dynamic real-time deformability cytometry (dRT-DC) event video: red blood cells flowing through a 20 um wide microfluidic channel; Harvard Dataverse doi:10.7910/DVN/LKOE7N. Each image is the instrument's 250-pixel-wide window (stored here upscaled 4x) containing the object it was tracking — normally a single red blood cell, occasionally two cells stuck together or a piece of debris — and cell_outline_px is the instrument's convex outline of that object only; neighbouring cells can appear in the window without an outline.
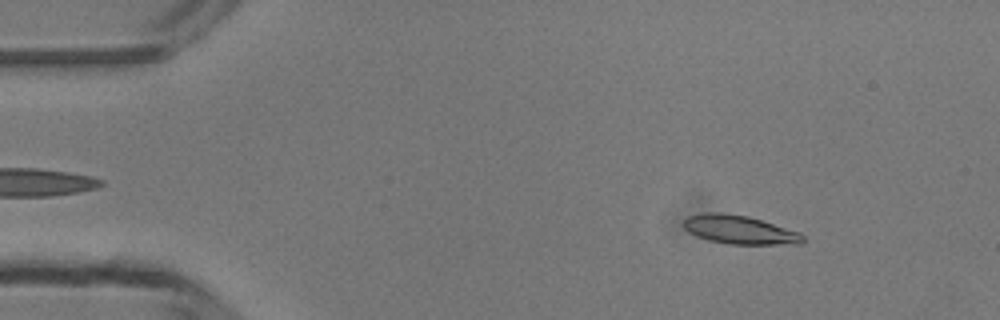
{"species": "common noctule bat (a hibernating species)", "species_latin": "Nyctalus noctula", "temperature_condition": "room temperature", "stored_images_in_passage": 48, "camera_frame_rate_fps": 3000, "um_per_image_px": 0.085, "animal": {"sex": "male", "body_mass_g": 13.3}, "frame": {"image": 1, "passage_image": 6, "time_ms": 1.667, "image_size_px": [1000, 320], "cell_outline_px": [[804, 240], [800, 244], [728, 244], [708, 240], [696, 236], [688, 232], [684, 228], [684, 220], [688, 216], [704, 212], [720, 212], [748, 216], [800, 232], [804, 236]], "centroid_in_image_um": [62.84, 19.53], "position_along_channel_um": 22.2, "area_um2": 19.94}}
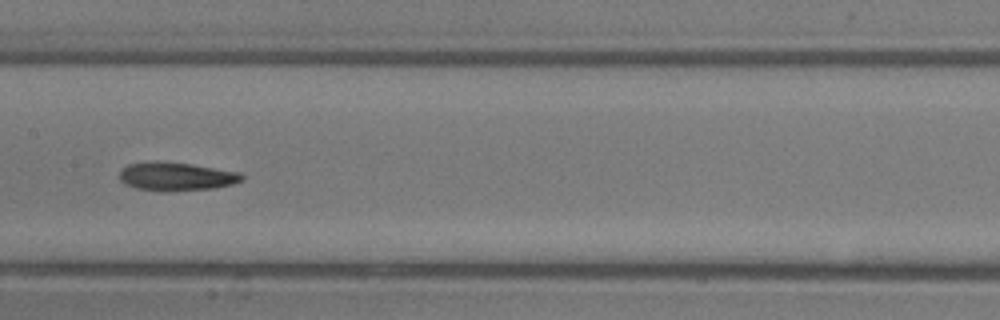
{"frame": {"image": 2, "passage_image": 24, "time_ms": 7.667, "image_size_px": [1000, 320], "cell_outline_px": [[244, 180], [232, 184], [212, 188], [168, 192], [160, 192], [136, 188], [124, 184], [120, 180], [120, 172], [128, 164], [192, 164], [240, 172], [244, 176]], "centroid_in_image_um": [15.05, 15.06], "position_along_channel_um": 192.4, "area_um2": 19.65}}
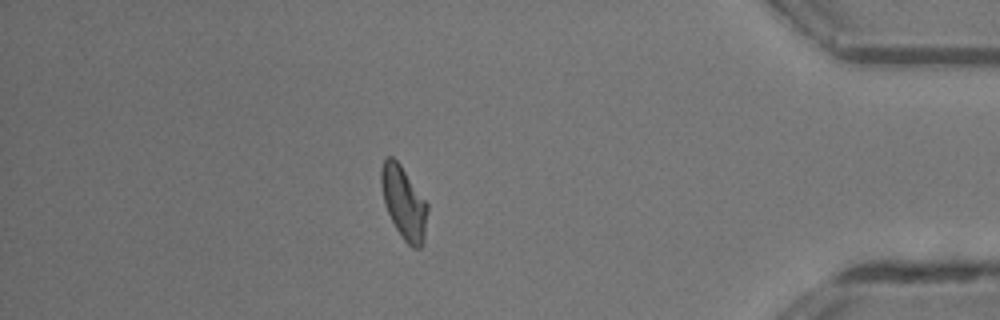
{"frame": {"image": 3, "passage_image": 42, "time_ms": 13.667, "image_size_px": [1000, 320], "cell_outline_px": [[428, 212], [424, 244], [420, 248], [412, 248], [404, 240], [396, 228], [384, 204], [380, 184], [380, 168], [384, 160], [388, 156], [392, 156], [400, 164], [428, 204]], "centroid_in_image_um": [34.33, 17.24], "position_along_channel_um": 400.9, "area_um2": 19.71}, "authors_computed_cell_mechanics": {"area_um2": 19.6809, "velocity_mm_per_s": 4.1871, "shape_relaxation_time_tau1_ms": 7.4101, "shape_relaxation_time_tau2_ms": 4.9635, "deformation_change_tau1": 0.23, "deformation_change_tau2": 0.1045}}